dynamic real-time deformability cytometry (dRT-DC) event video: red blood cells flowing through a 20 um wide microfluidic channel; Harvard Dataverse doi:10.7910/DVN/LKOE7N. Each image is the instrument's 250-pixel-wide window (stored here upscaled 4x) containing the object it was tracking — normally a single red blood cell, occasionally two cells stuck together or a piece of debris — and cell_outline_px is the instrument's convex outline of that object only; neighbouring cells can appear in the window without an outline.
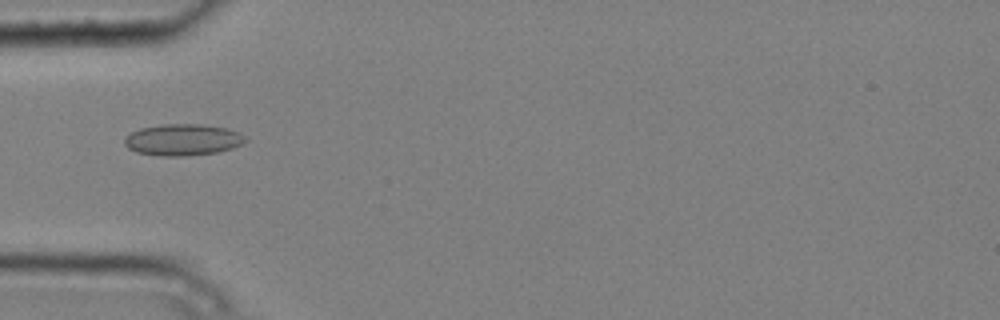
{"species": "common noctule bat (a hibernating species)", "species_latin": "Nyctalus noctula", "temperature_condition": "cold", "stored_images_in_passage": 8, "camera_frame_rate_fps": 3000, "um_per_image_px": 0.085, "animal": {"sex": "male", "body_mass_g": 20.4}, "frame": {"image": 1, "passage_image": 5, "time_ms": 1.333, "image_size_px": [1000, 320], "cell_outline_px": [[248, 140], [232, 148], [216, 152], [184, 156], [164, 156], [136, 152], [128, 148], [124, 144], [124, 140], [132, 132], [140, 128], [164, 124], [200, 124], [228, 128], [240, 132]], "centroid_in_image_um": [15.55, 11.87], "position_along_channel_um": 69.4, "area_um2": 22.08}}
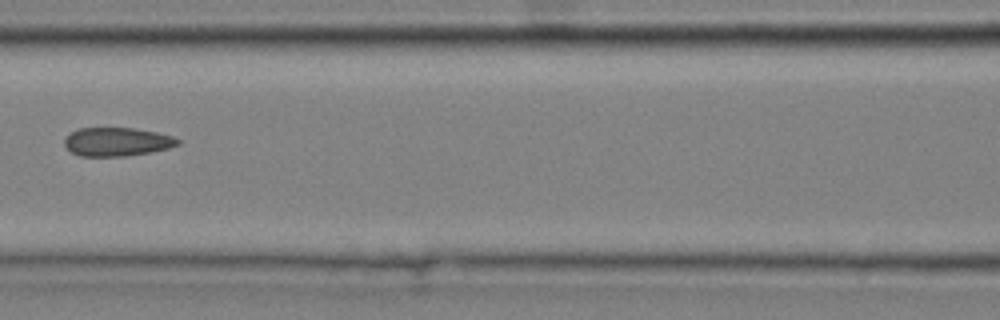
{"frame": {"image": 2, "passage_image": 7, "time_ms": 2.0, "image_size_px": [1000, 320], "cell_outline_px": [[180, 144], [168, 148], [148, 152], [124, 156], [80, 156], [72, 152], [64, 144], [64, 136], [80, 128], [136, 128], [156, 132], [172, 136], [180, 140]], "centroid_in_image_um": [9.93, 12.04], "position_along_channel_um": 156.7, "area_um2": 18.79}}
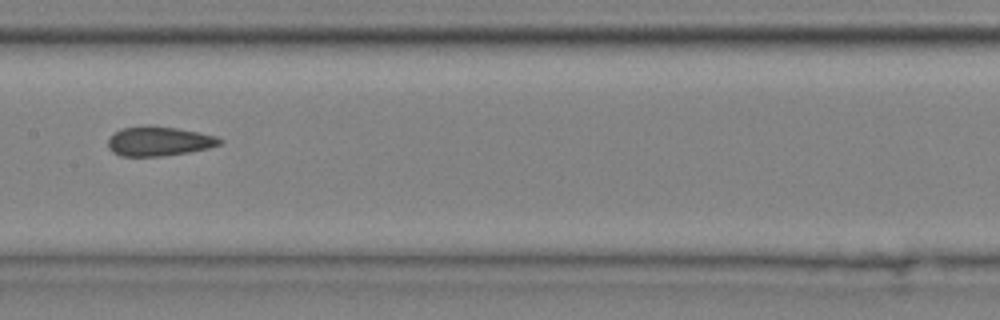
{"frame": {"image": 3, "passage_image": 8, "time_ms": 2.333, "image_size_px": [1000, 320], "cell_outline_px": [[224, 140], [220, 144], [208, 148], [188, 152], [160, 156], [120, 156], [112, 152], [108, 148], [108, 140], [120, 128], [176, 128], [216, 136]], "centroid_in_image_um": [13.52, 12.05], "position_along_channel_um": 193.9, "area_um2": 18.38}}